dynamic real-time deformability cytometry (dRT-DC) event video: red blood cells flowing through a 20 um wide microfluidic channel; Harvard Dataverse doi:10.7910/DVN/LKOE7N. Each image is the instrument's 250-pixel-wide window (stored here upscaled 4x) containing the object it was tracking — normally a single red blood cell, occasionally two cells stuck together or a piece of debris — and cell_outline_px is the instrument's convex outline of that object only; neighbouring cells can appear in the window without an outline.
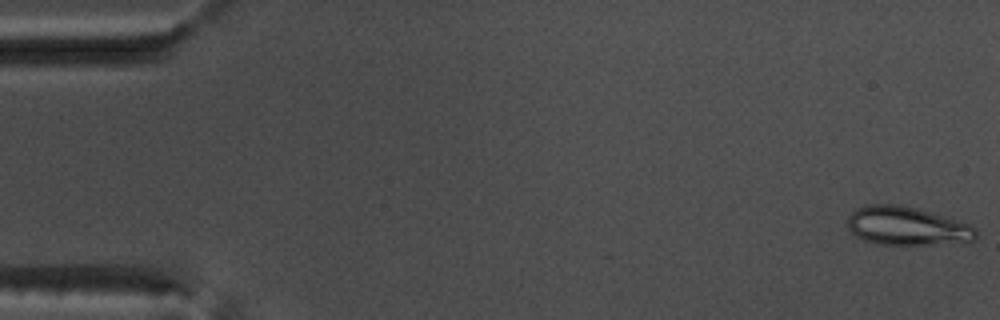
{"species": "common noctule bat (a hibernating species)", "species_latin": "Nyctalus noctula", "temperature_condition": "warm", "stored_images_in_passage": 51, "camera_frame_rate_fps": 3000, "um_per_image_px": 0.085, "animal": {"sex": "male", "body_mass_g": 17.5, "forearm_length_mm": 52.3}, "frame": {"image": 1, "passage_image": 1, "time_ms": 0.0, "image_size_px": [1000, 320], "cell_outline_px": [[976, 240], [924, 244], [880, 244], [864, 240], [856, 236], [844, 224], [848, 216], [856, 208], [868, 204], [900, 204], [916, 208], [968, 224], [976, 228]], "centroid_in_image_um": [76.99, 19.19], "position_along_channel_um": 8.0, "area_um2": 28.5}}
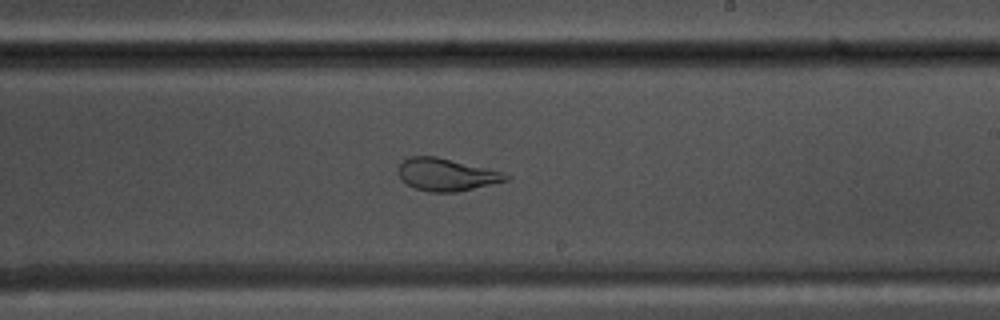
{"frame": {"image": 2, "passage_image": 32, "time_ms": 10.333, "image_size_px": [1000, 320], "cell_outline_px": [[512, 176], [508, 180], [456, 192], [432, 192], [416, 188], [400, 180], [396, 168], [408, 156], [436, 156], [500, 172]], "centroid_in_image_um": [37.87, 14.84], "position_along_channel_um": 251.1, "area_um2": 20.06}}
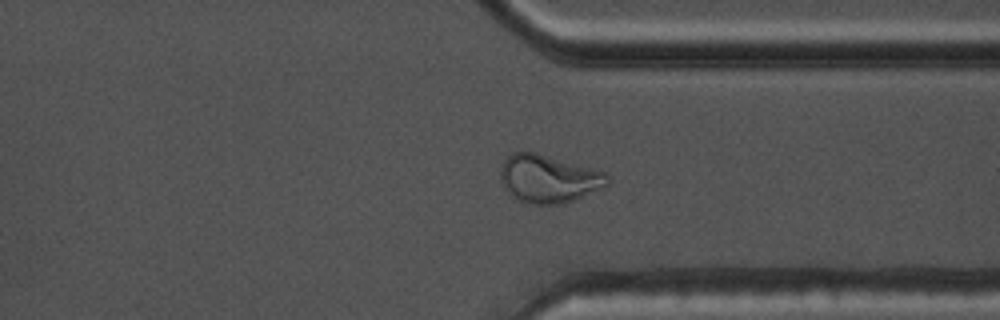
{"frame": {"image": 3, "passage_image": 41, "time_ms": 13.333, "image_size_px": [1000, 320], "cell_outline_px": [[608, 184], [604, 188], [572, 200], [560, 204], [528, 204], [516, 200], [504, 188], [500, 180], [500, 168], [504, 160], [512, 152], [536, 152], [604, 172], [608, 176]], "centroid_in_image_um": [46.58, 15.2], "position_along_channel_um": 364.8, "area_um2": 29.82}}